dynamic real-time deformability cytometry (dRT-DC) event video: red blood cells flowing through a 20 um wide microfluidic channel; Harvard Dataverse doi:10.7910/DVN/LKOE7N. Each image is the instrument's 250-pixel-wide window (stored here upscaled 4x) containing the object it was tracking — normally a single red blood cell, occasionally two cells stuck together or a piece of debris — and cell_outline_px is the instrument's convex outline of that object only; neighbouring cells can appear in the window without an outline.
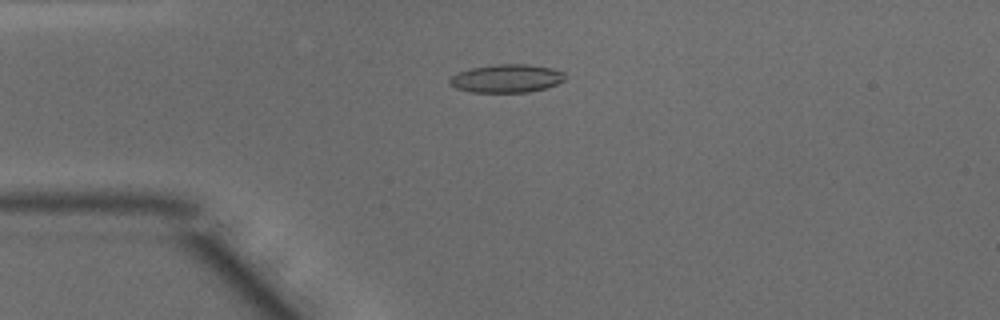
{"species": "common noctule bat (a hibernating species)", "species_latin": "Nyctalus noctula", "temperature_condition": "warm", "stored_images_in_passage": 36, "camera_frame_rate_fps": 3000, "um_per_image_px": 0.085, "animal": {"sex": "male", "body_mass_g": 15.6}, "frame": {"image": 1, "passage_image": 10, "time_ms": 3.0, "image_size_px": [1000, 320], "cell_outline_px": [[564, 80], [556, 84], [544, 88], [528, 92], [472, 92], [456, 88], [448, 84], [448, 80], [456, 72], [472, 68], [496, 64], [528, 64], [552, 68], [564, 72]], "centroid_in_image_um": [43.02, 6.66], "position_along_channel_um": 42.0, "area_um2": 18.96}}
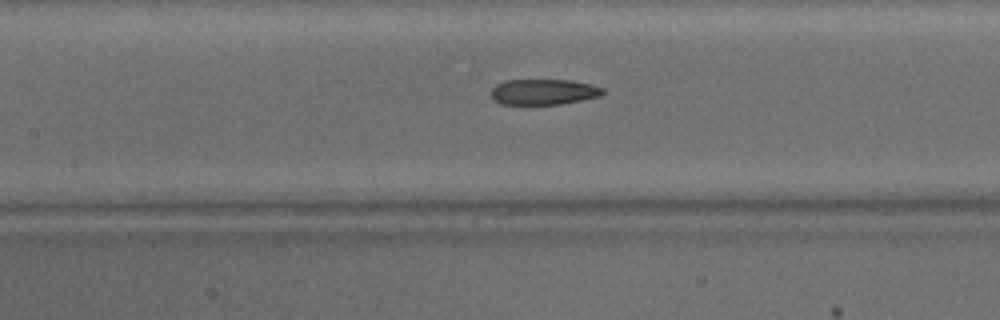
{"frame": {"image": 2, "passage_image": 20, "time_ms": 6.333, "image_size_px": [1000, 320], "cell_outline_px": [[604, 92], [600, 96], [560, 104], [500, 104], [492, 96], [492, 88], [496, 84], [504, 80], [568, 80], [592, 84], [604, 88]], "centroid_in_image_um": [46.21, 7.8], "position_along_channel_um": 161.2, "area_um2": 16.59}}
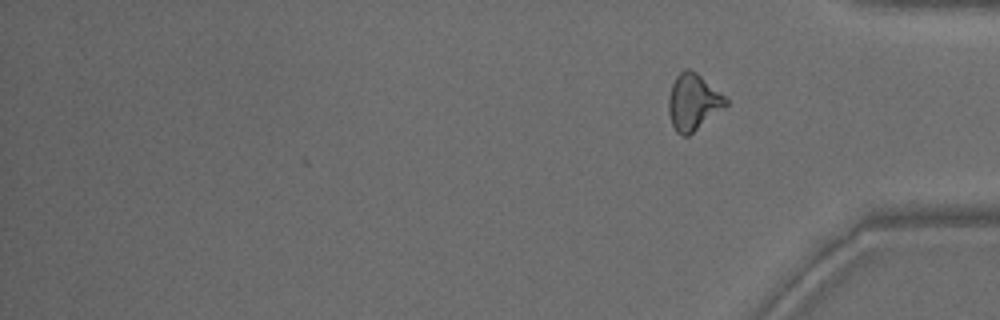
{"frame": {"image": 3, "passage_image": 36, "time_ms": 11.667, "image_size_px": [1000, 320], "cell_outline_px": [[728, 104], [688, 136], [684, 136], [676, 132], [672, 124], [668, 112], [668, 96], [672, 84], [676, 76], [684, 68], [688, 68], [696, 72], [724, 96], [728, 100]], "centroid_in_image_um": [58.88, 8.67], "position_along_channel_um": 376.3, "area_um2": 18.55}, "authors_computed_cell_mechanics": {"area_um2": 18.0914, "velocity_mm_per_s": 4.1545, "shape_relaxation_time_tau1_ms": null, "shape_relaxation_time_tau2_ms": 2.7339, "deformation_change_tau1": null, "deformation_change_tau2": 0.1117}}